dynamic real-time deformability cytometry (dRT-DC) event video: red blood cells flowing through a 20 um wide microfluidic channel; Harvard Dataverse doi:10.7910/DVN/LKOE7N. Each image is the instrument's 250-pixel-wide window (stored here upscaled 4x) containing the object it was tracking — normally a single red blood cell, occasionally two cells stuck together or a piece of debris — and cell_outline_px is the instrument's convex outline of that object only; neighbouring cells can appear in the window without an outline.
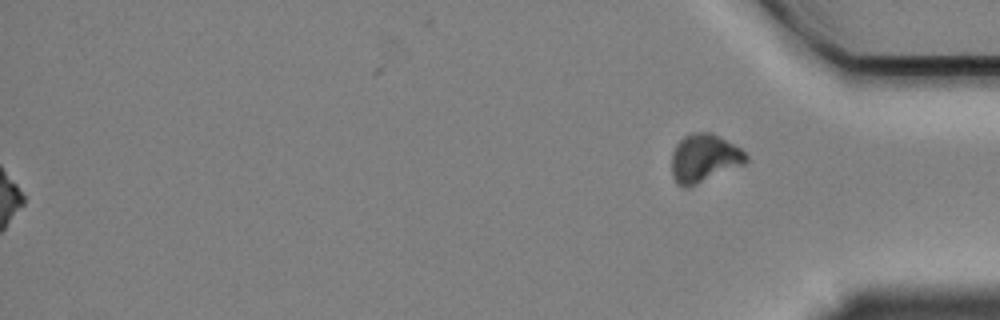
{"species": "Egyptian fruit bat (a non-hibernating species)", "species_latin": "Rousettus aegyptiacus", "temperature_condition": "cold", "stored_images_in_passage": 59, "segment_of_instrument_passage": [2, 2], "camera_frame_rate_fps": 3000, "um_per_image_px": 0.085, "animal": {"sex": "female"}, "frame": {"image": 1, "passage_image": 59, "time_ms": 19.333, "image_size_px": [1000, 320], "cell_outline_px": [[748, 160], [744, 164], [696, 184], [684, 188], [676, 184], [672, 176], [672, 152], [676, 144], [684, 136], [692, 132], [712, 132], [720, 136], [740, 148], [748, 156]], "centroid_in_image_um": [59.83, 13.43], "position_along_channel_um": 375.4, "area_um2": 20.87}}